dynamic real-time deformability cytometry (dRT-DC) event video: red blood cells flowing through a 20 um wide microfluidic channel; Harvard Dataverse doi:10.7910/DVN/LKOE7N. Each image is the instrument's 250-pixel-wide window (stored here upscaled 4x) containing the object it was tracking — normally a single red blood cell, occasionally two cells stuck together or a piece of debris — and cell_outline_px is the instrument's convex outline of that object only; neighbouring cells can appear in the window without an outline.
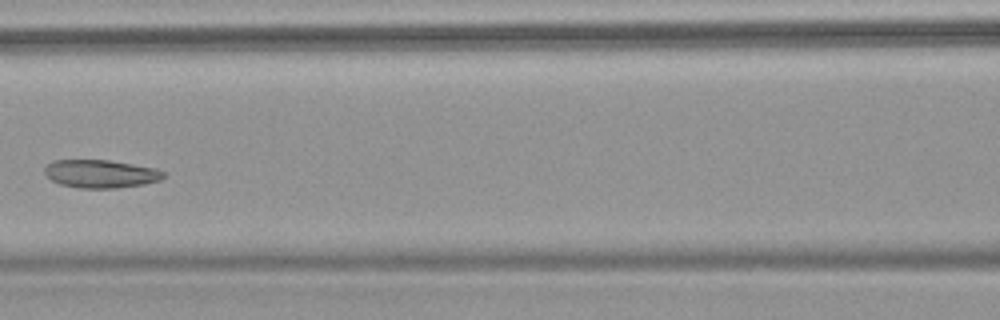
{"species": "common noctule bat (a hibernating species)", "species_latin": "Nyctalus noctula", "temperature_condition": "warm", "stored_images_in_passage": 7, "camera_frame_rate_fps": 3000, "um_per_image_px": 0.085, "animal": {"sex": "female", "body_mass_g": 18.4}, "frame": {"image": 1, "passage_image": 7, "time_ms": 7.333, "image_size_px": [1000, 320], "cell_outline_px": [[164, 176], [160, 180], [144, 184], [116, 188], [80, 188], [60, 184], [52, 180], [44, 172], [44, 168], [52, 160], [108, 160], [156, 168], [164, 172]], "centroid_in_image_um": [8.55, 14.77], "position_along_channel_um": 158.0, "area_um2": 19.36}}